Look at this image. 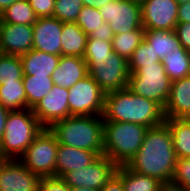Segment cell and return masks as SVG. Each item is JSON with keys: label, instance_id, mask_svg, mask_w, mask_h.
Segmentation results:
<instances>
[{"label": "cell", "instance_id": "ab89813d", "mask_svg": "<svg viewBox=\"0 0 190 191\" xmlns=\"http://www.w3.org/2000/svg\"><path fill=\"white\" fill-rule=\"evenodd\" d=\"M90 38H95L102 41H112L114 37V33L110 28L109 23L105 22L102 24V27L98 30L94 31L90 36Z\"/></svg>", "mask_w": 190, "mask_h": 191}, {"label": "cell", "instance_id": "7dc6e473", "mask_svg": "<svg viewBox=\"0 0 190 191\" xmlns=\"http://www.w3.org/2000/svg\"><path fill=\"white\" fill-rule=\"evenodd\" d=\"M129 1L142 5L146 0H129Z\"/></svg>", "mask_w": 190, "mask_h": 191}, {"label": "cell", "instance_id": "9a60e30c", "mask_svg": "<svg viewBox=\"0 0 190 191\" xmlns=\"http://www.w3.org/2000/svg\"><path fill=\"white\" fill-rule=\"evenodd\" d=\"M33 25L0 22L2 54L21 56L33 49Z\"/></svg>", "mask_w": 190, "mask_h": 191}, {"label": "cell", "instance_id": "52a82bcc", "mask_svg": "<svg viewBox=\"0 0 190 191\" xmlns=\"http://www.w3.org/2000/svg\"><path fill=\"white\" fill-rule=\"evenodd\" d=\"M88 66L89 76L106 93L122 90L129 85L128 61L113 53L111 58L84 59Z\"/></svg>", "mask_w": 190, "mask_h": 191}, {"label": "cell", "instance_id": "d6a6232c", "mask_svg": "<svg viewBox=\"0 0 190 191\" xmlns=\"http://www.w3.org/2000/svg\"><path fill=\"white\" fill-rule=\"evenodd\" d=\"M82 7V0H56L53 17L62 23H75Z\"/></svg>", "mask_w": 190, "mask_h": 191}, {"label": "cell", "instance_id": "8992f818", "mask_svg": "<svg viewBox=\"0 0 190 191\" xmlns=\"http://www.w3.org/2000/svg\"><path fill=\"white\" fill-rule=\"evenodd\" d=\"M171 83L160 61L129 74L128 88L137 95L157 102L164 109L170 94Z\"/></svg>", "mask_w": 190, "mask_h": 191}, {"label": "cell", "instance_id": "bcb514c9", "mask_svg": "<svg viewBox=\"0 0 190 191\" xmlns=\"http://www.w3.org/2000/svg\"><path fill=\"white\" fill-rule=\"evenodd\" d=\"M70 191H100V190H95L89 187H72L70 188Z\"/></svg>", "mask_w": 190, "mask_h": 191}, {"label": "cell", "instance_id": "4316f807", "mask_svg": "<svg viewBox=\"0 0 190 191\" xmlns=\"http://www.w3.org/2000/svg\"><path fill=\"white\" fill-rule=\"evenodd\" d=\"M53 85L51 77L23 75L27 109H33L34 106L49 93Z\"/></svg>", "mask_w": 190, "mask_h": 191}, {"label": "cell", "instance_id": "44dd1931", "mask_svg": "<svg viewBox=\"0 0 190 191\" xmlns=\"http://www.w3.org/2000/svg\"><path fill=\"white\" fill-rule=\"evenodd\" d=\"M88 36L76 23H63L61 56L84 57Z\"/></svg>", "mask_w": 190, "mask_h": 191}, {"label": "cell", "instance_id": "b9f144b4", "mask_svg": "<svg viewBox=\"0 0 190 191\" xmlns=\"http://www.w3.org/2000/svg\"><path fill=\"white\" fill-rule=\"evenodd\" d=\"M9 110L4 108L1 104H0V141L3 137V134L5 132V123H6V119L9 115Z\"/></svg>", "mask_w": 190, "mask_h": 191}, {"label": "cell", "instance_id": "5b68a950", "mask_svg": "<svg viewBox=\"0 0 190 191\" xmlns=\"http://www.w3.org/2000/svg\"><path fill=\"white\" fill-rule=\"evenodd\" d=\"M43 129L32 109L10 111L0 141V155L4 159H19Z\"/></svg>", "mask_w": 190, "mask_h": 191}, {"label": "cell", "instance_id": "d4e9b609", "mask_svg": "<svg viewBox=\"0 0 190 191\" xmlns=\"http://www.w3.org/2000/svg\"><path fill=\"white\" fill-rule=\"evenodd\" d=\"M0 104L9 111L27 109L23 79L0 86Z\"/></svg>", "mask_w": 190, "mask_h": 191}, {"label": "cell", "instance_id": "ac0fdd59", "mask_svg": "<svg viewBox=\"0 0 190 191\" xmlns=\"http://www.w3.org/2000/svg\"><path fill=\"white\" fill-rule=\"evenodd\" d=\"M88 75V66L82 57L61 56L51 78L54 85L69 89Z\"/></svg>", "mask_w": 190, "mask_h": 191}, {"label": "cell", "instance_id": "8d00e7d4", "mask_svg": "<svg viewBox=\"0 0 190 191\" xmlns=\"http://www.w3.org/2000/svg\"><path fill=\"white\" fill-rule=\"evenodd\" d=\"M36 16L53 17L56 0H28Z\"/></svg>", "mask_w": 190, "mask_h": 191}, {"label": "cell", "instance_id": "681fc988", "mask_svg": "<svg viewBox=\"0 0 190 191\" xmlns=\"http://www.w3.org/2000/svg\"><path fill=\"white\" fill-rule=\"evenodd\" d=\"M184 160H186L187 162L190 163V155H187V156L184 158Z\"/></svg>", "mask_w": 190, "mask_h": 191}, {"label": "cell", "instance_id": "f907efd6", "mask_svg": "<svg viewBox=\"0 0 190 191\" xmlns=\"http://www.w3.org/2000/svg\"><path fill=\"white\" fill-rule=\"evenodd\" d=\"M5 159L0 155V165L2 164V162L4 161Z\"/></svg>", "mask_w": 190, "mask_h": 191}, {"label": "cell", "instance_id": "7bdbcfd3", "mask_svg": "<svg viewBox=\"0 0 190 191\" xmlns=\"http://www.w3.org/2000/svg\"><path fill=\"white\" fill-rule=\"evenodd\" d=\"M159 191H187V189L171 181V182L162 183Z\"/></svg>", "mask_w": 190, "mask_h": 191}, {"label": "cell", "instance_id": "e0dca14e", "mask_svg": "<svg viewBox=\"0 0 190 191\" xmlns=\"http://www.w3.org/2000/svg\"><path fill=\"white\" fill-rule=\"evenodd\" d=\"M99 156L93 152L58 143L55 176L62 177L64 174L89 166Z\"/></svg>", "mask_w": 190, "mask_h": 191}, {"label": "cell", "instance_id": "f35d334b", "mask_svg": "<svg viewBox=\"0 0 190 191\" xmlns=\"http://www.w3.org/2000/svg\"><path fill=\"white\" fill-rule=\"evenodd\" d=\"M100 191H125L122 182V166H118L116 173Z\"/></svg>", "mask_w": 190, "mask_h": 191}, {"label": "cell", "instance_id": "60d3db41", "mask_svg": "<svg viewBox=\"0 0 190 191\" xmlns=\"http://www.w3.org/2000/svg\"><path fill=\"white\" fill-rule=\"evenodd\" d=\"M190 22V1L180 4L178 7V23Z\"/></svg>", "mask_w": 190, "mask_h": 191}, {"label": "cell", "instance_id": "d6986e66", "mask_svg": "<svg viewBox=\"0 0 190 191\" xmlns=\"http://www.w3.org/2000/svg\"><path fill=\"white\" fill-rule=\"evenodd\" d=\"M165 118H190V75L172 81L164 107Z\"/></svg>", "mask_w": 190, "mask_h": 191}, {"label": "cell", "instance_id": "c3c4849f", "mask_svg": "<svg viewBox=\"0 0 190 191\" xmlns=\"http://www.w3.org/2000/svg\"><path fill=\"white\" fill-rule=\"evenodd\" d=\"M175 1L178 3V5H180L183 3H188L190 0H175Z\"/></svg>", "mask_w": 190, "mask_h": 191}, {"label": "cell", "instance_id": "836d02e7", "mask_svg": "<svg viewBox=\"0 0 190 191\" xmlns=\"http://www.w3.org/2000/svg\"><path fill=\"white\" fill-rule=\"evenodd\" d=\"M114 53L111 41H102L101 39L87 38L86 51L83 59H96L102 57L111 58Z\"/></svg>", "mask_w": 190, "mask_h": 191}, {"label": "cell", "instance_id": "4dcf8cb0", "mask_svg": "<svg viewBox=\"0 0 190 191\" xmlns=\"http://www.w3.org/2000/svg\"><path fill=\"white\" fill-rule=\"evenodd\" d=\"M23 66L20 56L2 54L0 56V86L3 83L23 79Z\"/></svg>", "mask_w": 190, "mask_h": 191}, {"label": "cell", "instance_id": "484cf974", "mask_svg": "<svg viewBox=\"0 0 190 191\" xmlns=\"http://www.w3.org/2000/svg\"><path fill=\"white\" fill-rule=\"evenodd\" d=\"M37 19L28 0H17L0 13V22L10 24L33 25Z\"/></svg>", "mask_w": 190, "mask_h": 191}, {"label": "cell", "instance_id": "f1b7e54d", "mask_svg": "<svg viewBox=\"0 0 190 191\" xmlns=\"http://www.w3.org/2000/svg\"><path fill=\"white\" fill-rule=\"evenodd\" d=\"M144 35L145 29L143 27L124 34L121 33L114 35L111 41L113 51L128 61L132 53L143 41Z\"/></svg>", "mask_w": 190, "mask_h": 191}, {"label": "cell", "instance_id": "e575fe53", "mask_svg": "<svg viewBox=\"0 0 190 191\" xmlns=\"http://www.w3.org/2000/svg\"><path fill=\"white\" fill-rule=\"evenodd\" d=\"M172 182L190 189V163L184 159H178Z\"/></svg>", "mask_w": 190, "mask_h": 191}, {"label": "cell", "instance_id": "1f68e13d", "mask_svg": "<svg viewBox=\"0 0 190 191\" xmlns=\"http://www.w3.org/2000/svg\"><path fill=\"white\" fill-rule=\"evenodd\" d=\"M75 23L87 36H90L94 31L101 28L105 21L103 20L99 9L83 6Z\"/></svg>", "mask_w": 190, "mask_h": 191}, {"label": "cell", "instance_id": "d590c367", "mask_svg": "<svg viewBox=\"0 0 190 191\" xmlns=\"http://www.w3.org/2000/svg\"><path fill=\"white\" fill-rule=\"evenodd\" d=\"M39 191H70V187L61 177H42L39 184Z\"/></svg>", "mask_w": 190, "mask_h": 191}, {"label": "cell", "instance_id": "83f0119b", "mask_svg": "<svg viewBox=\"0 0 190 191\" xmlns=\"http://www.w3.org/2000/svg\"><path fill=\"white\" fill-rule=\"evenodd\" d=\"M122 182L125 191H159L162 182L140 174L122 165Z\"/></svg>", "mask_w": 190, "mask_h": 191}, {"label": "cell", "instance_id": "30bf717a", "mask_svg": "<svg viewBox=\"0 0 190 191\" xmlns=\"http://www.w3.org/2000/svg\"><path fill=\"white\" fill-rule=\"evenodd\" d=\"M118 166L105 155L99 156L89 166L70 171L61 178L70 187L101 188L116 173Z\"/></svg>", "mask_w": 190, "mask_h": 191}, {"label": "cell", "instance_id": "7a4b0ae2", "mask_svg": "<svg viewBox=\"0 0 190 191\" xmlns=\"http://www.w3.org/2000/svg\"><path fill=\"white\" fill-rule=\"evenodd\" d=\"M103 121L130 122L148 128L165 122L164 109L155 101L133 93L128 87L106 93Z\"/></svg>", "mask_w": 190, "mask_h": 191}, {"label": "cell", "instance_id": "ba28073f", "mask_svg": "<svg viewBox=\"0 0 190 191\" xmlns=\"http://www.w3.org/2000/svg\"><path fill=\"white\" fill-rule=\"evenodd\" d=\"M57 149L55 136L44 128L18 160L41 177L55 176Z\"/></svg>", "mask_w": 190, "mask_h": 191}, {"label": "cell", "instance_id": "7402d4cb", "mask_svg": "<svg viewBox=\"0 0 190 191\" xmlns=\"http://www.w3.org/2000/svg\"><path fill=\"white\" fill-rule=\"evenodd\" d=\"M171 132L173 148L178 159L190 155V118H165Z\"/></svg>", "mask_w": 190, "mask_h": 191}, {"label": "cell", "instance_id": "2e32d148", "mask_svg": "<svg viewBox=\"0 0 190 191\" xmlns=\"http://www.w3.org/2000/svg\"><path fill=\"white\" fill-rule=\"evenodd\" d=\"M63 23L55 17H40L33 24V49L61 56Z\"/></svg>", "mask_w": 190, "mask_h": 191}, {"label": "cell", "instance_id": "603a6c76", "mask_svg": "<svg viewBox=\"0 0 190 191\" xmlns=\"http://www.w3.org/2000/svg\"><path fill=\"white\" fill-rule=\"evenodd\" d=\"M174 53L167 54L161 60L165 72L171 81L182 79L190 75V52L179 45Z\"/></svg>", "mask_w": 190, "mask_h": 191}, {"label": "cell", "instance_id": "277c9868", "mask_svg": "<svg viewBox=\"0 0 190 191\" xmlns=\"http://www.w3.org/2000/svg\"><path fill=\"white\" fill-rule=\"evenodd\" d=\"M148 129L136 123L103 121V155L117 166L127 165L141 147Z\"/></svg>", "mask_w": 190, "mask_h": 191}, {"label": "cell", "instance_id": "ee69618b", "mask_svg": "<svg viewBox=\"0 0 190 191\" xmlns=\"http://www.w3.org/2000/svg\"><path fill=\"white\" fill-rule=\"evenodd\" d=\"M112 0H82L83 6L95 7L100 9L102 6L111 2Z\"/></svg>", "mask_w": 190, "mask_h": 191}, {"label": "cell", "instance_id": "9c48e42d", "mask_svg": "<svg viewBox=\"0 0 190 191\" xmlns=\"http://www.w3.org/2000/svg\"><path fill=\"white\" fill-rule=\"evenodd\" d=\"M68 90L70 116L103 114L106 94L92 77H84Z\"/></svg>", "mask_w": 190, "mask_h": 191}, {"label": "cell", "instance_id": "cb8c5ba5", "mask_svg": "<svg viewBox=\"0 0 190 191\" xmlns=\"http://www.w3.org/2000/svg\"><path fill=\"white\" fill-rule=\"evenodd\" d=\"M144 38L161 60L180 45L175 30H145Z\"/></svg>", "mask_w": 190, "mask_h": 191}, {"label": "cell", "instance_id": "f6af8a7d", "mask_svg": "<svg viewBox=\"0 0 190 191\" xmlns=\"http://www.w3.org/2000/svg\"><path fill=\"white\" fill-rule=\"evenodd\" d=\"M15 1L17 0H0V13H2L6 8H8Z\"/></svg>", "mask_w": 190, "mask_h": 191}, {"label": "cell", "instance_id": "3957f363", "mask_svg": "<svg viewBox=\"0 0 190 191\" xmlns=\"http://www.w3.org/2000/svg\"><path fill=\"white\" fill-rule=\"evenodd\" d=\"M59 144L103 155V117L69 116L53 123L49 128Z\"/></svg>", "mask_w": 190, "mask_h": 191}, {"label": "cell", "instance_id": "5bb4252c", "mask_svg": "<svg viewBox=\"0 0 190 191\" xmlns=\"http://www.w3.org/2000/svg\"><path fill=\"white\" fill-rule=\"evenodd\" d=\"M41 179L18 159H5L0 165V191H39Z\"/></svg>", "mask_w": 190, "mask_h": 191}, {"label": "cell", "instance_id": "7c38bea8", "mask_svg": "<svg viewBox=\"0 0 190 191\" xmlns=\"http://www.w3.org/2000/svg\"><path fill=\"white\" fill-rule=\"evenodd\" d=\"M178 7L175 0H146L141 5L142 27L145 30H175Z\"/></svg>", "mask_w": 190, "mask_h": 191}, {"label": "cell", "instance_id": "f546056e", "mask_svg": "<svg viewBox=\"0 0 190 191\" xmlns=\"http://www.w3.org/2000/svg\"><path fill=\"white\" fill-rule=\"evenodd\" d=\"M160 61L161 59L155 54L152 46L144 38L128 60L129 74Z\"/></svg>", "mask_w": 190, "mask_h": 191}, {"label": "cell", "instance_id": "6da1fadb", "mask_svg": "<svg viewBox=\"0 0 190 191\" xmlns=\"http://www.w3.org/2000/svg\"><path fill=\"white\" fill-rule=\"evenodd\" d=\"M177 160L171 132L163 123L147 130L141 147L126 166L166 183L174 177Z\"/></svg>", "mask_w": 190, "mask_h": 191}, {"label": "cell", "instance_id": "8fae6325", "mask_svg": "<svg viewBox=\"0 0 190 191\" xmlns=\"http://www.w3.org/2000/svg\"><path fill=\"white\" fill-rule=\"evenodd\" d=\"M103 20L109 23L114 35L142 27L141 5L129 0H112L100 9Z\"/></svg>", "mask_w": 190, "mask_h": 191}, {"label": "cell", "instance_id": "74e56055", "mask_svg": "<svg viewBox=\"0 0 190 191\" xmlns=\"http://www.w3.org/2000/svg\"><path fill=\"white\" fill-rule=\"evenodd\" d=\"M175 33L180 42V45L190 52V22L189 23H177L175 27Z\"/></svg>", "mask_w": 190, "mask_h": 191}, {"label": "cell", "instance_id": "ffe728a7", "mask_svg": "<svg viewBox=\"0 0 190 191\" xmlns=\"http://www.w3.org/2000/svg\"><path fill=\"white\" fill-rule=\"evenodd\" d=\"M61 56L48 54L36 49L20 56L23 74L28 76L51 77L58 66Z\"/></svg>", "mask_w": 190, "mask_h": 191}, {"label": "cell", "instance_id": "4fadbf2b", "mask_svg": "<svg viewBox=\"0 0 190 191\" xmlns=\"http://www.w3.org/2000/svg\"><path fill=\"white\" fill-rule=\"evenodd\" d=\"M68 96L67 88L53 85L49 93L34 106L32 111L44 128L70 116Z\"/></svg>", "mask_w": 190, "mask_h": 191}]
</instances>
